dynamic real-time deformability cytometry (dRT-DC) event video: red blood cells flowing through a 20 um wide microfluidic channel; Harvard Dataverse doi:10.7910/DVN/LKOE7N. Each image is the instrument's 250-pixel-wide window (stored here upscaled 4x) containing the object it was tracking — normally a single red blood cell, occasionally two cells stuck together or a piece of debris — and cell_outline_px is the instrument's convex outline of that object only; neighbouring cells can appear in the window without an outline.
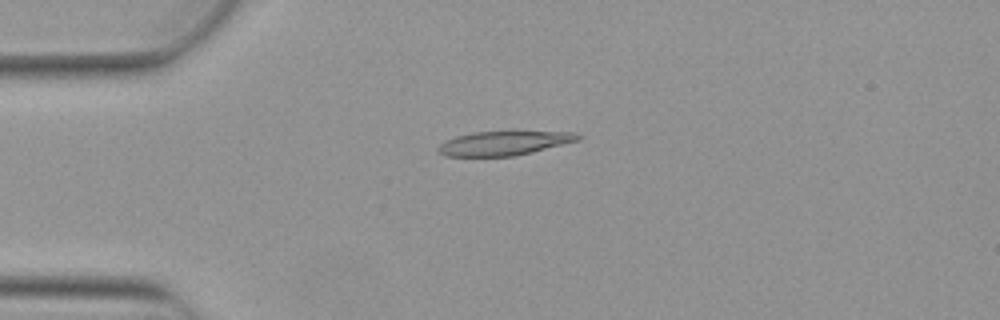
{"species": "Egyptian fruit bat (a non-hibernating species)", "species_latin": "Rousettus aegyptiacus", "temperature_condition": "warm", "stored_images_in_passage": 4, "camera_frame_rate_fps": 3000, "um_per_image_px": 0.085, "animal": {"sex": "female"}, "frame": {"image": 1, "passage_image": 4, "time_ms": 1.0, "image_size_px": [1000, 320], "cell_outline_px": [[584, 136], [580, 140], [516, 156], [444, 156], [436, 148], [440, 144], [456, 136], [472, 132], [512, 128], [572, 132]], "centroid_in_image_um": [42.94, 12.1], "position_along_channel_um": 42.1, "area_um2": 20.92}}